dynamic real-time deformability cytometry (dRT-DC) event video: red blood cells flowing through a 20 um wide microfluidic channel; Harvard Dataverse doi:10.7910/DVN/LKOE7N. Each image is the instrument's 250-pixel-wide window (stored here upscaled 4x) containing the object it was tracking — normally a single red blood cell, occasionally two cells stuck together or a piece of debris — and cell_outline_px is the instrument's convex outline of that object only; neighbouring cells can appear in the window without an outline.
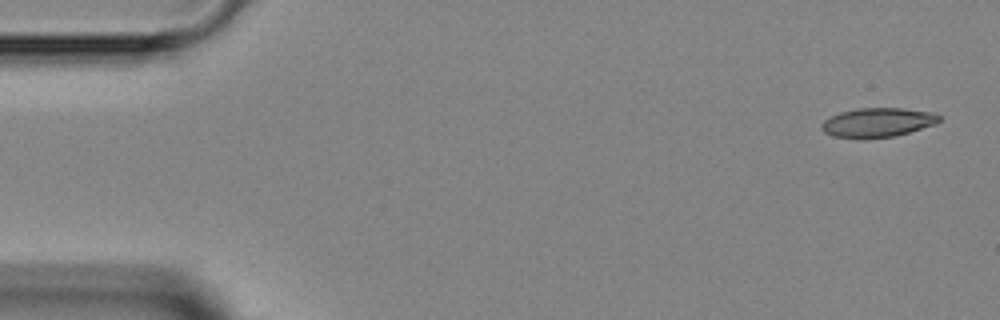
{"species": "Egyptian fruit bat (a non-hibernating species)", "species_latin": "Rousettus aegyptiacus", "temperature_condition": "room temperature", "stored_images_in_passage": 4, "camera_frame_rate_fps": 3000, "um_per_image_px": 0.085, "animal": {"sex": "female"}, "frame": {"image": 1, "passage_image": 1, "time_ms": 0.0, "image_size_px": [1000, 320], "cell_outline_px": [[940, 120], [936, 124], [896, 136], [832, 136], [824, 132], [820, 128], [820, 124], [824, 120], [840, 112], [856, 108], [900, 108], [936, 112], [940, 116]], "centroid_in_image_um": [74.64, 10.37], "position_along_channel_um": 10.4, "area_um2": 19.59}}
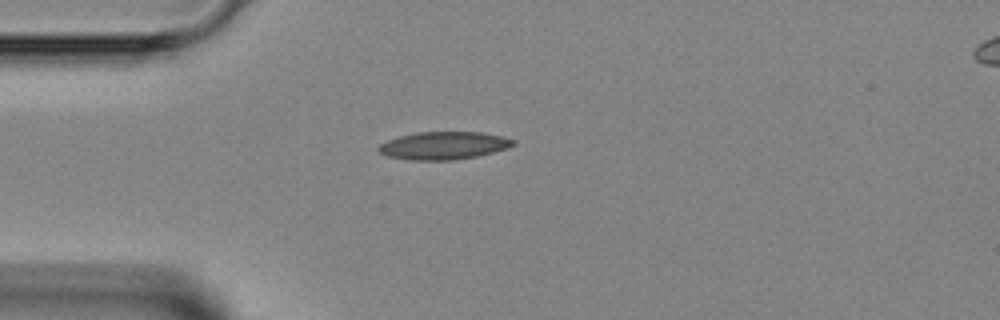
{"frame": {"image": 2, "passage_image": 4, "time_ms": 3.333, "image_size_px": [1000, 320], "cell_outline_px": [[516, 144], [492, 152], [476, 156], [452, 160], [408, 160], [384, 156], [376, 148], [380, 144], [388, 140], [400, 136], [416, 132], [480, 132], [500, 136], [516, 140]], "centroid_in_image_um": [37.65, 12.37], "position_along_channel_um": 47.3, "area_um2": 21.68}}